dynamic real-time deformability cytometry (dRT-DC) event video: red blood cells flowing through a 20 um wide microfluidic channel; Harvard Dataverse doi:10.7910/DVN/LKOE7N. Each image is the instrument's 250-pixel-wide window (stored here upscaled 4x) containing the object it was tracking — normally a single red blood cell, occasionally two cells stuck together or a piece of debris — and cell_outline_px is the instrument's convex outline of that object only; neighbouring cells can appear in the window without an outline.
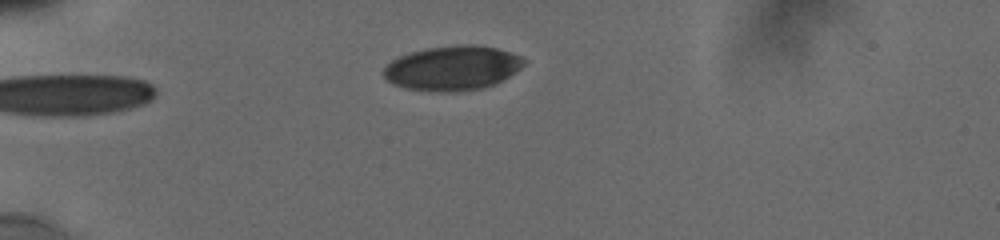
{"species": "human", "species_latin": "Homo sapiens", "temperature_condition": "cold", "stored_images_in_passage": 5, "camera_frame_rate_fps": 3000, "um_per_image_px": 0.085, "donor": {"sex": "male"}, "frame": {"image": 1, "passage_image": 1, "time_ms": 0.0, "image_size_px": [1000, 240], "cell_outline_px": [[524, 64], [520, 68], [496, 84], [484, 88], [456, 92], [436, 92], [404, 88], [392, 84], [384, 76], [384, 68], [392, 60], [400, 56], [412, 52], [428, 48], [460, 44], [476, 44], [496, 48], [520, 56], [524, 60]], "centroid_in_image_um": [38.45, 5.8], "position_along_channel_um": 46.5, "area_um2": 36.36}}